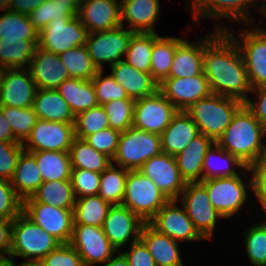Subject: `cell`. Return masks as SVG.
<instances>
[{
  "label": "cell",
  "instance_id": "33",
  "mask_svg": "<svg viewBox=\"0 0 266 266\" xmlns=\"http://www.w3.org/2000/svg\"><path fill=\"white\" fill-rule=\"evenodd\" d=\"M56 90L70 106L75 117L79 113L98 105L91 80L68 78Z\"/></svg>",
  "mask_w": 266,
  "mask_h": 266
},
{
  "label": "cell",
  "instance_id": "12",
  "mask_svg": "<svg viewBox=\"0 0 266 266\" xmlns=\"http://www.w3.org/2000/svg\"><path fill=\"white\" fill-rule=\"evenodd\" d=\"M70 244L86 266L102 265L118 252L103 228L91 225L73 224Z\"/></svg>",
  "mask_w": 266,
  "mask_h": 266
},
{
  "label": "cell",
  "instance_id": "14",
  "mask_svg": "<svg viewBox=\"0 0 266 266\" xmlns=\"http://www.w3.org/2000/svg\"><path fill=\"white\" fill-rule=\"evenodd\" d=\"M75 123L37 119L30 135L22 143L25 151L69 152L75 137Z\"/></svg>",
  "mask_w": 266,
  "mask_h": 266
},
{
  "label": "cell",
  "instance_id": "62",
  "mask_svg": "<svg viewBox=\"0 0 266 266\" xmlns=\"http://www.w3.org/2000/svg\"><path fill=\"white\" fill-rule=\"evenodd\" d=\"M99 266H129L127 259L118 251L114 256Z\"/></svg>",
  "mask_w": 266,
  "mask_h": 266
},
{
  "label": "cell",
  "instance_id": "18",
  "mask_svg": "<svg viewBox=\"0 0 266 266\" xmlns=\"http://www.w3.org/2000/svg\"><path fill=\"white\" fill-rule=\"evenodd\" d=\"M145 222L124 205H112L103 223V231L110 243L121 251L139 240ZM129 244V245H128Z\"/></svg>",
  "mask_w": 266,
  "mask_h": 266
},
{
  "label": "cell",
  "instance_id": "28",
  "mask_svg": "<svg viewBox=\"0 0 266 266\" xmlns=\"http://www.w3.org/2000/svg\"><path fill=\"white\" fill-rule=\"evenodd\" d=\"M205 38L190 42L183 39L176 47L168 77L190 78L203 72Z\"/></svg>",
  "mask_w": 266,
  "mask_h": 266
},
{
  "label": "cell",
  "instance_id": "61",
  "mask_svg": "<svg viewBox=\"0 0 266 266\" xmlns=\"http://www.w3.org/2000/svg\"><path fill=\"white\" fill-rule=\"evenodd\" d=\"M254 198L257 199L256 202L261 207V211H264V215L266 214V185H254ZM266 217V215L264 216ZM266 221V219L264 220Z\"/></svg>",
  "mask_w": 266,
  "mask_h": 266
},
{
  "label": "cell",
  "instance_id": "60",
  "mask_svg": "<svg viewBox=\"0 0 266 266\" xmlns=\"http://www.w3.org/2000/svg\"><path fill=\"white\" fill-rule=\"evenodd\" d=\"M0 141L10 143H21L14 138L12 129L3 114L2 106H0Z\"/></svg>",
  "mask_w": 266,
  "mask_h": 266
},
{
  "label": "cell",
  "instance_id": "58",
  "mask_svg": "<svg viewBox=\"0 0 266 266\" xmlns=\"http://www.w3.org/2000/svg\"><path fill=\"white\" fill-rule=\"evenodd\" d=\"M45 0H10L7 10L29 15Z\"/></svg>",
  "mask_w": 266,
  "mask_h": 266
},
{
  "label": "cell",
  "instance_id": "34",
  "mask_svg": "<svg viewBox=\"0 0 266 266\" xmlns=\"http://www.w3.org/2000/svg\"><path fill=\"white\" fill-rule=\"evenodd\" d=\"M75 201L71 180H57L43 182L23 203H44L62 209H74Z\"/></svg>",
  "mask_w": 266,
  "mask_h": 266
},
{
  "label": "cell",
  "instance_id": "19",
  "mask_svg": "<svg viewBox=\"0 0 266 266\" xmlns=\"http://www.w3.org/2000/svg\"><path fill=\"white\" fill-rule=\"evenodd\" d=\"M36 91L28 68L0 70V106L32 107Z\"/></svg>",
  "mask_w": 266,
  "mask_h": 266
},
{
  "label": "cell",
  "instance_id": "40",
  "mask_svg": "<svg viewBox=\"0 0 266 266\" xmlns=\"http://www.w3.org/2000/svg\"><path fill=\"white\" fill-rule=\"evenodd\" d=\"M111 206L99 195L77 198L73 210V224L102 227Z\"/></svg>",
  "mask_w": 266,
  "mask_h": 266
},
{
  "label": "cell",
  "instance_id": "4",
  "mask_svg": "<svg viewBox=\"0 0 266 266\" xmlns=\"http://www.w3.org/2000/svg\"><path fill=\"white\" fill-rule=\"evenodd\" d=\"M242 105L237 99L211 93L193 103L186 112L198 126L199 133L216 143Z\"/></svg>",
  "mask_w": 266,
  "mask_h": 266
},
{
  "label": "cell",
  "instance_id": "16",
  "mask_svg": "<svg viewBox=\"0 0 266 266\" xmlns=\"http://www.w3.org/2000/svg\"><path fill=\"white\" fill-rule=\"evenodd\" d=\"M148 223L158 232L180 243L205 240L178 200H169Z\"/></svg>",
  "mask_w": 266,
  "mask_h": 266
},
{
  "label": "cell",
  "instance_id": "39",
  "mask_svg": "<svg viewBox=\"0 0 266 266\" xmlns=\"http://www.w3.org/2000/svg\"><path fill=\"white\" fill-rule=\"evenodd\" d=\"M183 40L180 37L160 36L153 45L151 53L150 74L160 84L169 76L177 45Z\"/></svg>",
  "mask_w": 266,
  "mask_h": 266
},
{
  "label": "cell",
  "instance_id": "22",
  "mask_svg": "<svg viewBox=\"0 0 266 266\" xmlns=\"http://www.w3.org/2000/svg\"><path fill=\"white\" fill-rule=\"evenodd\" d=\"M77 16L89 33L108 31L122 23L118 0H83Z\"/></svg>",
  "mask_w": 266,
  "mask_h": 266
},
{
  "label": "cell",
  "instance_id": "15",
  "mask_svg": "<svg viewBox=\"0 0 266 266\" xmlns=\"http://www.w3.org/2000/svg\"><path fill=\"white\" fill-rule=\"evenodd\" d=\"M88 36L89 31L78 16L71 20L50 21L39 32L38 46L59 55L73 47L86 45Z\"/></svg>",
  "mask_w": 266,
  "mask_h": 266
},
{
  "label": "cell",
  "instance_id": "17",
  "mask_svg": "<svg viewBox=\"0 0 266 266\" xmlns=\"http://www.w3.org/2000/svg\"><path fill=\"white\" fill-rule=\"evenodd\" d=\"M73 210L44 203H23L22 212L60 243H70L73 235Z\"/></svg>",
  "mask_w": 266,
  "mask_h": 266
},
{
  "label": "cell",
  "instance_id": "68",
  "mask_svg": "<svg viewBox=\"0 0 266 266\" xmlns=\"http://www.w3.org/2000/svg\"><path fill=\"white\" fill-rule=\"evenodd\" d=\"M263 137L266 144V122L263 124Z\"/></svg>",
  "mask_w": 266,
  "mask_h": 266
},
{
  "label": "cell",
  "instance_id": "32",
  "mask_svg": "<svg viewBox=\"0 0 266 266\" xmlns=\"http://www.w3.org/2000/svg\"><path fill=\"white\" fill-rule=\"evenodd\" d=\"M32 107L39 119L75 123L70 106L56 89H37Z\"/></svg>",
  "mask_w": 266,
  "mask_h": 266
},
{
  "label": "cell",
  "instance_id": "23",
  "mask_svg": "<svg viewBox=\"0 0 266 266\" xmlns=\"http://www.w3.org/2000/svg\"><path fill=\"white\" fill-rule=\"evenodd\" d=\"M28 70L37 89H56L62 82L70 78L59 55L39 46L34 51Z\"/></svg>",
  "mask_w": 266,
  "mask_h": 266
},
{
  "label": "cell",
  "instance_id": "48",
  "mask_svg": "<svg viewBox=\"0 0 266 266\" xmlns=\"http://www.w3.org/2000/svg\"><path fill=\"white\" fill-rule=\"evenodd\" d=\"M134 99L113 100L102 105L108 116L109 127L124 132L132 127Z\"/></svg>",
  "mask_w": 266,
  "mask_h": 266
},
{
  "label": "cell",
  "instance_id": "24",
  "mask_svg": "<svg viewBox=\"0 0 266 266\" xmlns=\"http://www.w3.org/2000/svg\"><path fill=\"white\" fill-rule=\"evenodd\" d=\"M121 25L124 21L134 33H157L155 25L161 16L160 0H122L120 1Z\"/></svg>",
  "mask_w": 266,
  "mask_h": 266
},
{
  "label": "cell",
  "instance_id": "11",
  "mask_svg": "<svg viewBox=\"0 0 266 266\" xmlns=\"http://www.w3.org/2000/svg\"><path fill=\"white\" fill-rule=\"evenodd\" d=\"M133 34L122 25L108 31L89 33L86 47L98 70H104L105 63L110 67L125 58Z\"/></svg>",
  "mask_w": 266,
  "mask_h": 266
},
{
  "label": "cell",
  "instance_id": "36",
  "mask_svg": "<svg viewBox=\"0 0 266 266\" xmlns=\"http://www.w3.org/2000/svg\"><path fill=\"white\" fill-rule=\"evenodd\" d=\"M36 47L31 40L0 39V70L28 68Z\"/></svg>",
  "mask_w": 266,
  "mask_h": 266
},
{
  "label": "cell",
  "instance_id": "25",
  "mask_svg": "<svg viewBox=\"0 0 266 266\" xmlns=\"http://www.w3.org/2000/svg\"><path fill=\"white\" fill-rule=\"evenodd\" d=\"M110 74L134 100L153 95L159 90L158 82L146 73L128 64L124 59L110 67Z\"/></svg>",
  "mask_w": 266,
  "mask_h": 266
},
{
  "label": "cell",
  "instance_id": "53",
  "mask_svg": "<svg viewBox=\"0 0 266 266\" xmlns=\"http://www.w3.org/2000/svg\"><path fill=\"white\" fill-rule=\"evenodd\" d=\"M40 263L43 266H84L80 255L70 243L59 244Z\"/></svg>",
  "mask_w": 266,
  "mask_h": 266
},
{
  "label": "cell",
  "instance_id": "26",
  "mask_svg": "<svg viewBox=\"0 0 266 266\" xmlns=\"http://www.w3.org/2000/svg\"><path fill=\"white\" fill-rule=\"evenodd\" d=\"M155 260L156 266H185L180 255L182 243L145 223L139 238Z\"/></svg>",
  "mask_w": 266,
  "mask_h": 266
},
{
  "label": "cell",
  "instance_id": "52",
  "mask_svg": "<svg viewBox=\"0 0 266 266\" xmlns=\"http://www.w3.org/2000/svg\"><path fill=\"white\" fill-rule=\"evenodd\" d=\"M23 201L9 180L0 178V218L14 219L22 212Z\"/></svg>",
  "mask_w": 266,
  "mask_h": 266
},
{
  "label": "cell",
  "instance_id": "65",
  "mask_svg": "<svg viewBox=\"0 0 266 266\" xmlns=\"http://www.w3.org/2000/svg\"><path fill=\"white\" fill-rule=\"evenodd\" d=\"M12 260L9 256L0 255V266H11Z\"/></svg>",
  "mask_w": 266,
  "mask_h": 266
},
{
  "label": "cell",
  "instance_id": "46",
  "mask_svg": "<svg viewBox=\"0 0 266 266\" xmlns=\"http://www.w3.org/2000/svg\"><path fill=\"white\" fill-rule=\"evenodd\" d=\"M2 111L12 129L14 138L23 143L30 135L38 119L33 107L14 108L3 106Z\"/></svg>",
  "mask_w": 266,
  "mask_h": 266
},
{
  "label": "cell",
  "instance_id": "8",
  "mask_svg": "<svg viewBox=\"0 0 266 266\" xmlns=\"http://www.w3.org/2000/svg\"><path fill=\"white\" fill-rule=\"evenodd\" d=\"M162 153L160 135L130 127L121 132L116 155L112 163L128 169L139 168L153 156Z\"/></svg>",
  "mask_w": 266,
  "mask_h": 266
},
{
  "label": "cell",
  "instance_id": "38",
  "mask_svg": "<svg viewBox=\"0 0 266 266\" xmlns=\"http://www.w3.org/2000/svg\"><path fill=\"white\" fill-rule=\"evenodd\" d=\"M0 15V39L31 40L39 43V32L31 24L29 16L18 12L3 10Z\"/></svg>",
  "mask_w": 266,
  "mask_h": 266
},
{
  "label": "cell",
  "instance_id": "57",
  "mask_svg": "<svg viewBox=\"0 0 266 266\" xmlns=\"http://www.w3.org/2000/svg\"><path fill=\"white\" fill-rule=\"evenodd\" d=\"M13 220L0 218V255L10 254Z\"/></svg>",
  "mask_w": 266,
  "mask_h": 266
},
{
  "label": "cell",
  "instance_id": "13",
  "mask_svg": "<svg viewBox=\"0 0 266 266\" xmlns=\"http://www.w3.org/2000/svg\"><path fill=\"white\" fill-rule=\"evenodd\" d=\"M177 112L178 109L158 90L153 95L135 100L132 126L160 135Z\"/></svg>",
  "mask_w": 266,
  "mask_h": 266
},
{
  "label": "cell",
  "instance_id": "30",
  "mask_svg": "<svg viewBox=\"0 0 266 266\" xmlns=\"http://www.w3.org/2000/svg\"><path fill=\"white\" fill-rule=\"evenodd\" d=\"M247 167L238 157L214 143L204 157L202 181L240 175Z\"/></svg>",
  "mask_w": 266,
  "mask_h": 266
},
{
  "label": "cell",
  "instance_id": "7",
  "mask_svg": "<svg viewBox=\"0 0 266 266\" xmlns=\"http://www.w3.org/2000/svg\"><path fill=\"white\" fill-rule=\"evenodd\" d=\"M168 201L151 179L139 170H129L122 205L148 223Z\"/></svg>",
  "mask_w": 266,
  "mask_h": 266
},
{
  "label": "cell",
  "instance_id": "45",
  "mask_svg": "<svg viewBox=\"0 0 266 266\" xmlns=\"http://www.w3.org/2000/svg\"><path fill=\"white\" fill-rule=\"evenodd\" d=\"M28 16L31 24L40 32L50 21L71 20L77 14L66 4L45 0Z\"/></svg>",
  "mask_w": 266,
  "mask_h": 266
},
{
  "label": "cell",
  "instance_id": "55",
  "mask_svg": "<svg viewBox=\"0 0 266 266\" xmlns=\"http://www.w3.org/2000/svg\"><path fill=\"white\" fill-rule=\"evenodd\" d=\"M120 252L127 259L129 266H156L152 254L140 239L131 243L129 250Z\"/></svg>",
  "mask_w": 266,
  "mask_h": 266
},
{
  "label": "cell",
  "instance_id": "54",
  "mask_svg": "<svg viewBox=\"0 0 266 266\" xmlns=\"http://www.w3.org/2000/svg\"><path fill=\"white\" fill-rule=\"evenodd\" d=\"M24 150L22 143L0 141V178L11 180L17 161Z\"/></svg>",
  "mask_w": 266,
  "mask_h": 266
},
{
  "label": "cell",
  "instance_id": "43",
  "mask_svg": "<svg viewBox=\"0 0 266 266\" xmlns=\"http://www.w3.org/2000/svg\"><path fill=\"white\" fill-rule=\"evenodd\" d=\"M128 172V169L115 166L114 163L109 165L101 173L98 195L111 205H122Z\"/></svg>",
  "mask_w": 266,
  "mask_h": 266
},
{
  "label": "cell",
  "instance_id": "9",
  "mask_svg": "<svg viewBox=\"0 0 266 266\" xmlns=\"http://www.w3.org/2000/svg\"><path fill=\"white\" fill-rule=\"evenodd\" d=\"M178 202L184 207L188 217L199 234L206 240H212L218 220L224 218L212 205L206 187L201 182L187 183Z\"/></svg>",
  "mask_w": 266,
  "mask_h": 266
},
{
  "label": "cell",
  "instance_id": "51",
  "mask_svg": "<svg viewBox=\"0 0 266 266\" xmlns=\"http://www.w3.org/2000/svg\"><path fill=\"white\" fill-rule=\"evenodd\" d=\"M120 135L119 131L108 127L87 136L84 140L98 152L113 159L117 152Z\"/></svg>",
  "mask_w": 266,
  "mask_h": 266
},
{
  "label": "cell",
  "instance_id": "3",
  "mask_svg": "<svg viewBox=\"0 0 266 266\" xmlns=\"http://www.w3.org/2000/svg\"><path fill=\"white\" fill-rule=\"evenodd\" d=\"M201 183L206 187L212 205L224 219H231L238 214L247 206L245 204L250 203V195H254V174L251 167H247L240 175L213 178ZM248 190L252 192L249 195Z\"/></svg>",
  "mask_w": 266,
  "mask_h": 266
},
{
  "label": "cell",
  "instance_id": "41",
  "mask_svg": "<svg viewBox=\"0 0 266 266\" xmlns=\"http://www.w3.org/2000/svg\"><path fill=\"white\" fill-rule=\"evenodd\" d=\"M160 36L158 33H134L124 60L137 70L150 73L153 45Z\"/></svg>",
  "mask_w": 266,
  "mask_h": 266
},
{
  "label": "cell",
  "instance_id": "21",
  "mask_svg": "<svg viewBox=\"0 0 266 266\" xmlns=\"http://www.w3.org/2000/svg\"><path fill=\"white\" fill-rule=\"evenodd\" d=\"M159 91L178 110L183 111L212 93L204 72L190 78L167 77L159 84Z\"/></svg>",
  "mask_w": 266,
  "mask_h": 266
},
{
  "label": "cell",
  "instance_id": "10",
  "mask_svg": "<svg viewBox=\"0 0 266 266\" xmlns=\"http://www.w3.org/2000/svg\"><path fill=\"white\" fill-rule=\"evenodd\" d=\"M255 2L257 0H189L185 4V9L192 15L194 20L192 24L203 19L213 18L214 20L227 19V21L252 25L256 18L254 19L251 11L254 12L253 9L256 12L260 11L259 4L257 5Z\"/></svg>",
  "mask_w": 266,
  "mask_h": 266
},
{
  "label": "cell",
  "instance_id": "31",
  "mask_svg": "<svg viewBox=\"0 0 266 266\" xmlns=\"http://www.w3.org/2000/svg\"><path fill=\"white\" fill-rule=\"evenodd\" d=\"M10 183L22 201L30 198L43 183L42 174L31 152L22 151Z\"/></svg>",
  "mask_w": 266,
  "mask_h": 266
},
{
  "label": "cell",
  "instance_id": "5",
  "mask_svg": "<svg viewBox=\"0 0 266 266\" xmlns=\"http://www.w3.org/2000/svg\"><path fill=\"white\" fill-rule=\"evenodd\" d=\"M61 244L55 237L35 224L23 212L13 220L10 259L22 257L23 261H41Z\"/></svg>",
  "mask_w": 266,
  "mask_h": 266
},
{
  "label": "cell",
  "instance_id": "1",
  "mask_svg": "<svg viewBox=\"0 0 266 266\" xmlns=\"http://www.w3.org/2000/svg\"><path fill=\"white\" fill-rule=\"evenodd\" d=\"M204 37L203 72L211 92L244 104L252 88L238 45L226 31L215 28Z\"/></svg>",
  "mask_w": 266,
  "mask_h": 266
},
{
  "label": "cell",
  "instance_id": "35",
  "mask_svg": "<svg viewBox=\"0 0 266 266\" xmlns=\"http://www.w3.org/2000/svg\"><path fill=\"white\" fill-rule=\"evenodd\" d=\"M43 177V182L71 180L72 164L69 152L31 151Z\"/></svg>",
  "mask_w": 266,
  "mask_h": 266
},
{
  "label": "cell",
  "instance_id": "29",
  "mask_svg": "<svg viewBox=\"0 0 266 266\" xmlns=\"http://www.w3.org/2000/svg\"><path fill=\"white\" fill-rule=\"evenodd\" d=\"M215 142L199 133L188 146L175 156L180 174L186 183L202 181V167L206 152Z\"/></svg>",
  "mask_w": 266,
  "mask_h": 266
},
{
  "label": "cell",
  "instance_id": "44",
  "mask_svg": "<svg viewBox=\"0 0 266 266\" xmlns=\"http://www.w3.org/2000/svg\"><path fill=\"white\" fill-rule=\"evenodd\" d=\"M242 236L249 264L266 266V221L260 220V223L251 224Z\"/></svg>",
  "mask_w": 266,
  "mask_h": 266
},
{
  "label": "cell",
  "instance_id": "63",
  "mask_svg": "<svg viewBox=\"0 0 266 266\" xmlns=\"http://www.w3.org/2000/svg\"><path fill=\"white\" fill-rule=\"evenodd\" d=\"M56 2H59L61 4H66L68 7H70L77 15L78 10L83 2V0H55Z\"/></svg>",
  "mask_w": 266,
  "mask_h": 266
},
{
  "label": "cell",
  "instance_id": "67",
  "mask_svg": "<svg viewBox=\"0 0 266 266\" xmlns=\"http://www.w3.org/2000/svg\"><path fill=\"white\" fill-rule=\"evenodd\" d=\"M263 1V0H262ZM262 5L260 6V11L259 14H263V18H266V0H264L262 3Z\"/></svg>",
  "mask_w": 266,
  "mask_h": 266
},
{
  "label": "cell",
  "instance_id": "49",
  "mask_svg": "<svg viewBox=\"0 0 266 266\" xmlns=\"http://www.w3.org/2000/svg\"><path fill=\"white\" fill-rule=\"evenodd\" d=\"M106 70H99L91 79L98 105H103L113 100L132 99L122 86H120L111 74H106ZM104 73V74H103Z\"/></svg>",
  "mask_w": 266,
  "mask_h": 266
},
{
  "label": "cell",
  "instance_id": "37",
  "mask_svg": "<svg viewBox=\"0 0 266 266\" xmlns=\"http://www.w3.org/2000/svg\"><path fill=\"white\" fill-rule=\"evenodd\" d=\"M72 169H84L102 173L112 159L91 147L84 139L74 137L70 147Z\"/></svg>",
  "mask_w": 266,
  "mask_h": 266
},
{
  "label": "cell",
  "instance_id": "66",
  "mask_svg": "<svg viewBox=\"0 0 266 266\" xmlns=\"http://www.w3.org/2000/svg\"><path fill=\"white\" fill-rule=\"evenodd\" d=\"M10 0H0V12L6 10L9 7Z\"/></svg>",
  "mask_w": 266,
  "mask_h": 266
},
{
  "label": "cell",
  "instance_id": "42",
  "mask_svg": "<svg viewBox=\"0 0 266 266\" xmlns=\"http://www.w3.org/2000/svg\"><path fill=\"white\" fill-rule=\"evenodd\" d=\"M70 78L91 80L99 71L89 55L86 45L73 47L59 54Z\"/></svg>",
  "mask_w": 266,
  "mask_h": 266
},
{
  "label": "cell",
  "instance_id": "56",
  "mask_svg": "<svg viewBox=\"0 0 266 266\" xmlns=\"http://www.w3.org/2000/svg\"><path fill=\"white\" fill-rule=\"evenodd\" d=\"M251 94L254 99L249 97L244 104L263 125L266 122V84L253 88Z\"/></svg>",
  "mask_w": 266,
  "mask_h": 266
},
{
  "label": "cell",
  "instance_id": "64",
  "mask_svg": "<svg viewBox=\"0 0 266 266\" xmlns=\"http://www.w3.org/2000/svg\"><path fill=\"white\" fill-rule=\"evenodd\" d=\"M11 266H43L39 261H23L22 263L12 262Z\"/></svg>",
  "mask_w": 266,
  "mask_h": 266
},
{
  "label": "cell",
  "instance_id": "59",
  "mask_svg": "<svg viewBox=\"0 0 266 266\" xmlns=\"http://www.w3.org/2000/svg\"><path fill=\"white\" fill-rule=\"evenodd\" d=\"M251 168L254 174V185H266V152Z\"/></svg>",
  "mask_w": 266,
  "mask_h": 266
},
{
  "label": "cell",
  "instance_id": "50",
  "mask_svg": "<svg viewBox=\"0 0 266 266\" xmlns=\"http://www.w3.org/2000/svg\"><path fill=\"white\" fill-rule=\"evenodd\" d=\"M101 173L72 169L71 183L75 198L98 195Z\"/></svg>",
  "mask_w": 266,
  "mask_h": 266
},
{
  "label": "cell",
  "instance_id": "6",
  "mask_svg": "<svg viewBox=\"0 0 266 266\" xmlns=\"http://www.w3.org/2000/svg\"><path fill=\"white\" fill-rule=\"evenodd\" d=\"M215 24V29L226 31L238 45L244 62L251 88H257L266 84V26L249 24V28L240 29L236 35L226 23ZM252 26V27H251Z\"/></svg>",
  "mask_w": 266,
  "mask_h": 266
},
{
  "label": "cell",
  "instance_id": "20",
  "mask_svg": "<svg viewBox=\"0 0 266 266\" xmlns=\"http://www.w3.org/2000/svg\"><path fill=\"white\" fill-rule=\"evenodd\" d=\"M139 171L151 179L168 200H178L187 184L175 157L163 152L147 160Z\"/></svg>",
  "mask_w": 266,
  "mask_h": 266
},
{
  "label": "cell",
  "instance_id": "47",
  "mask_svg": "<svg viewBox=\"0 0 266 266\" xmlns=\"http://www.w3.org/2000/svg\"><path fill=\"white\" fill-rule=\"evenodd\" d=\"M108 127V116L102 105L85 110L75 117V136L81 139Z\"/></svg>",
  "mask_w": 266,
  "mask_h": 266
},
{
  "label": "cell",
  "instance_id": "2",
  "mask_svg": "<svg viewBox=\"0 0 266 266\" xmlns=\"http://www.w3.org/2000/svg\"><path fill=\"white\" fill-rule=\"evenodd\" d=\"M220 147L252 167L266 152L263 125L243 104L216 142Z\"/></svg>",
  "mask_w": 266,
  "mask_h": 266
},
{
  "label": "cell",
  "instance_id": "27",
  "mask_svg": "<svg viewBox=\"0 0 266 266\" xmlns=\"http://www.w3.org/2000/svg\"><path fill=\"white\" fill-rule=\"evenodd\" d=\"M199 134L198 126L183 110L173 116L171 123L160 134L162 152L176 156Z\"/></svg>",
  "mask_w": 266,
  "mask_h": 266
}]
</instances>
